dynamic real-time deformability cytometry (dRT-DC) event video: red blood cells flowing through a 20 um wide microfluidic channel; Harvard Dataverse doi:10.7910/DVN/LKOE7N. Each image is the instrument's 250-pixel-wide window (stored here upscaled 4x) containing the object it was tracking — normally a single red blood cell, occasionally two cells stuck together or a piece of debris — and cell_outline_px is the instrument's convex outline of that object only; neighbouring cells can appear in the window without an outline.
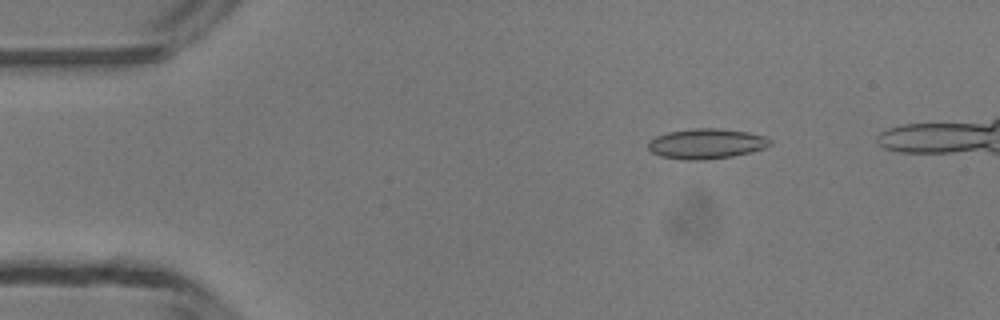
{"species": "common noctule bat (a hibernating species)", "species_latin": "Nyctalus noctula", "temperature_condition": "room temperature", "stored_images_in_passage": 44, "camera_frame_rate_fps": 3000, "um_per_image_px": 0.085, "animal": {"sex": "male", "body_mass_g": 13.3}, "frame": {"image": 1, "passage_image": 7, "time_ms": 2.0, "image_size_px": [1000, 320], "cell_outline_px": [[772, 144], [764, 148], [752, 152], [732, 156], [704, 160], [680, 160], [660, 156], [652, 152], [648, 148], [648, 140], [656, 136], [668, 132], [692, 128], [716, 128], [748, 132], [768, 136], [772, 140]], "centroid_in_image_um": [60.05, 12.21], "position_along_channel_um": 24.9, "area_um2": 21.73}}
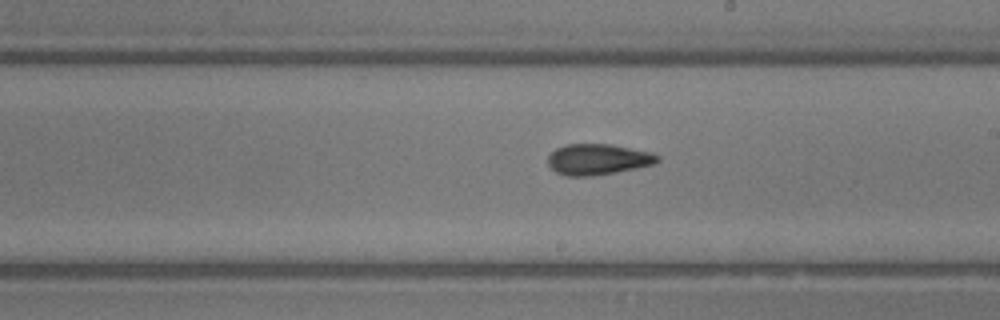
{"frame": {"image": 2, "passage_image": 27, "time_ms": 8.667, "image_size_px": [1000, 320], "cell_outline_px": [[660, 160], [656, 164], [616, 172], [592, 176], [568, 176], [556, 172], [548, 164], [548, 156], [556, 148], [568, 144], [612, 144], [652, 152], [660, 156]], "centroid_in_image_um": [50.86, 13.54], "position_along_channel_um": 238.1, "area_um2": 19.83}}
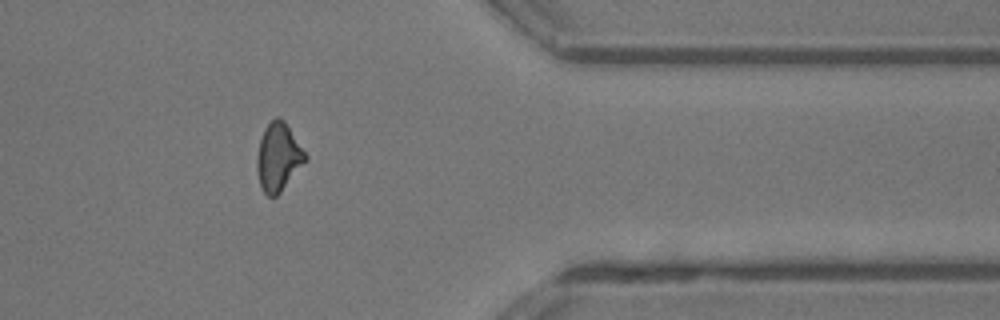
{"frame": {"image": 3, "passage_image": 39, "time_ms": 12.667, "image_size_px": [1000, 320], "cell_outline_px": [[308, 160], [280, 192], [276, 196], [268, 196], [264, 192], [260, 184], [256, 168], [256, 156], [260, 140], [264, 128], [276, 116], [280, 116], [284, 120], [308, 156]], "centroid_in_image_um": [23.66, 13.34], "position_along_channel_um": 387.7, "area_um2": 19.25}, "authors_computed_cell_mechanics": {"area_um2": 19.7676, "velocity_mm_per_s": 4.212, "shape_relaxation_time_tau1_ms": null, "shape_relaxation_time_tau2_ms": 2.6094, "deformation_change_tau1": null, "deformation_change_tau2": 0.0887}}